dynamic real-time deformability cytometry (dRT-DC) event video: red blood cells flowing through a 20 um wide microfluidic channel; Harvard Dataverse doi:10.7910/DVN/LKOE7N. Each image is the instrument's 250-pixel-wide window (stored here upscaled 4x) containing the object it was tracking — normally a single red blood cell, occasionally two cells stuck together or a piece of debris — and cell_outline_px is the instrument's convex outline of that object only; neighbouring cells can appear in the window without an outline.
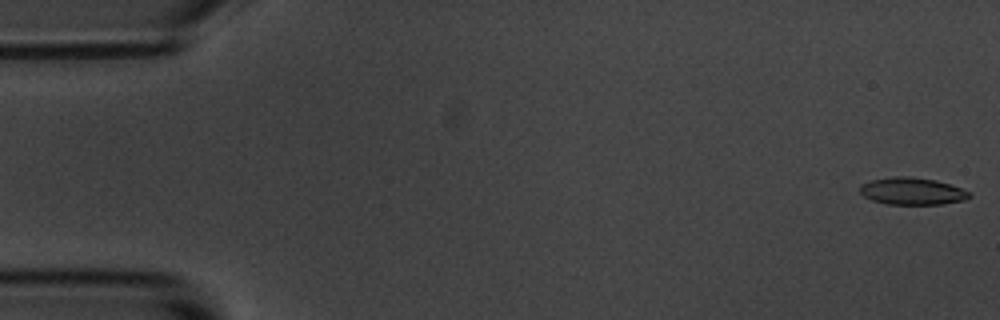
{"species": "common noctule bat (a hibernating species)", "species_latin": "Nyctalus noctula", "temperature_condition": "room temperature", "stored_images_in_passage": 54, "camera_frame_rate_fps": 3000, "um_per_image_px": 0.085, "animal": {"sex": "male", "body_mass_g": 20.1, "forearm_length_mm": 53.5}, "frame": {"image": 1, "passage_image": 1, "time_ms": 0.0, "image_size_px": [1000, 320], "cell_outline_px": [[972, 196], [964, 200], [940, 204], [888, 204], [872, 200], [864, 196], [860, 192], [860, 184], [872, 180], [892, 176], [908, 176], [936, 180], [972, 192]], "centroid_in_image_um": [77.54, 16.24], "position_along_channel_um": 7.5, "area_um2": 17.28}}
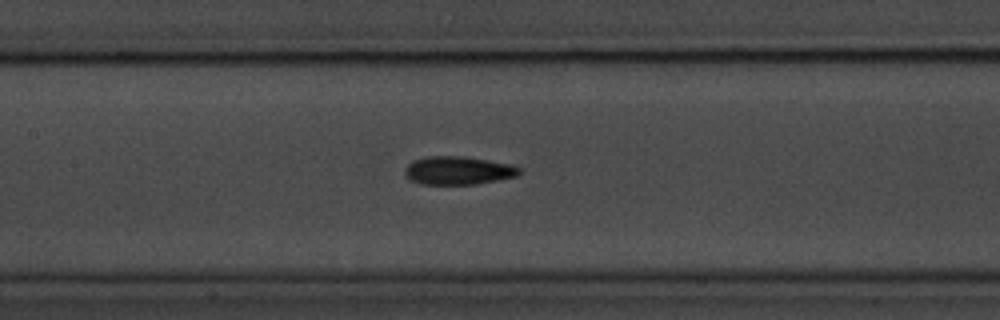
{"frame": {"image": 2, "passage_image": 25, "time_ms": 8.0, "image_size_px": [1000, 320], "cell_outline_px": [[520, 172], [516, 176], [476, 184], [420, 184], [412, 180], [404, 172], [404, 168], [412, 160], [428, 156], [464, 156], [512, 164], [520, 168]], "centroid_in_image_um": [38.93, 14.48], "position_along_channel_um": 168.5, "area_um2": 18.79}}
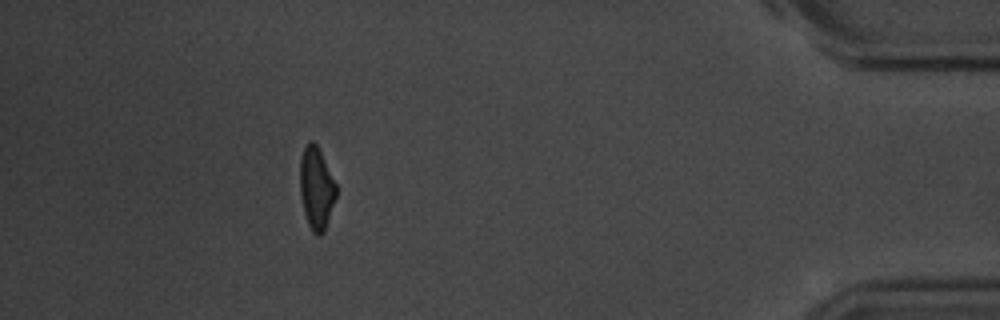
{"frame": {"image": 3, "passage_image": 49, "time_ms": 16.0, "image_size_px": [1000, 320], "cell_outline_px": [[336, 196], [324, 232], [320, 236], [316, 236], [312, 232], [308, 224], [304, 212], [300, 196], [300, 160], [304, 148], [308, 140], [312, 140], [316, 144], [336, 184]], "centroid_in_image_um": [26.87, 16.02], "position_along_channel_um": 408.3, "area_um2": 17.22}, "authors_computed_cell_mechanics": {"area_um2": 18.1203, "velocity_mm_per_s": 3.6845, "shape_relaxation_time_tau1_ms": 2.4945, "shape_relaxation_time_tau2_ms": 2.6772, "deformation_change_tau1": 0.1039, "deformation_change_tau2": 0.1013}}